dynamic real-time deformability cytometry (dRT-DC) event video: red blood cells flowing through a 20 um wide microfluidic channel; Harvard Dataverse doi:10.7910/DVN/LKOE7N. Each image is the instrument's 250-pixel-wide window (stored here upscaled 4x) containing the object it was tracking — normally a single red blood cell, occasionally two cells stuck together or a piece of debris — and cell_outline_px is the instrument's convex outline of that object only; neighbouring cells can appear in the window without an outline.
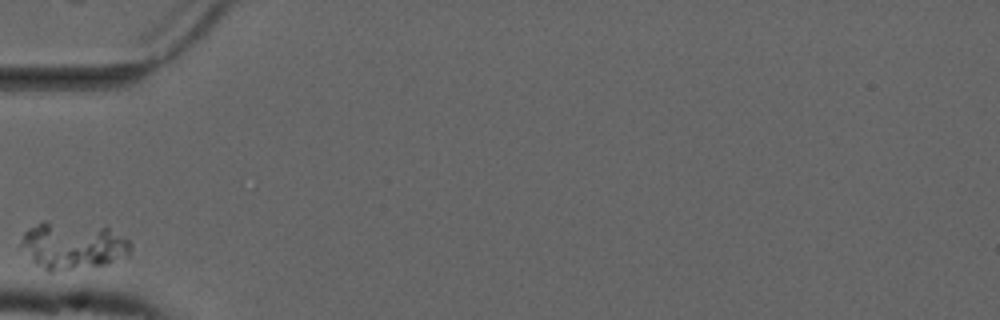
{"species": "common noctule bat (a hibernating species)", "species_latin": "Nyctalus noctula", "temperature_condition": "cold", "stored_images_in_passage": 30, "camera_frame_rate_fps": 3000, "um_per_image_px": 0.085, "animal": {"sex": "male", "forearm_length_mm": 52.5}, "frame": {"image": 1, "passage_image": 1, "time_ms": 0.0, "image_size_px": [1000, 320], "cell_outline_px": [[132, 244], [128, 252], [108, 264], [52, 272], [48, 272], [36, 264], [20, 244], [24, 232], [28, 228], [44, 220], [108, 228], [128, 240]], "centroid_in_image_um": [6.14, 20.88], "position_along_channel_um": 78.9, "area_um2": 29.54}}
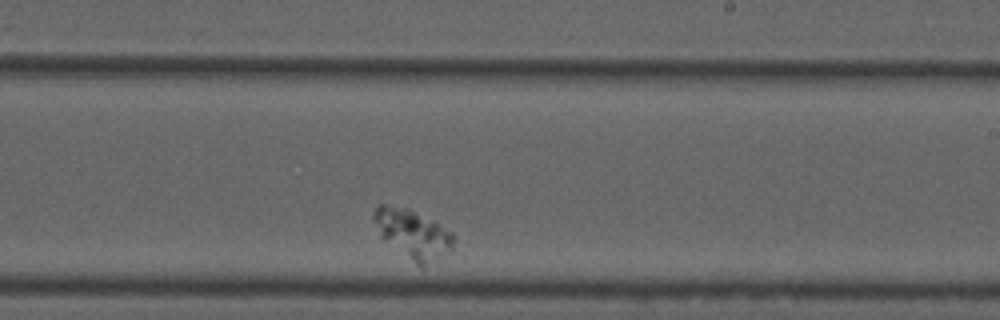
{"frame": {"image": 2, "passage_image": 18, "time_ms": 5.667, "image_size_px": [1000, 320], "cell_outline_px": [[456, 240], [452, 252], [424, 268], [420, 268], [384, 240], [380, 236], [372, 216], [376, 204], [384, 204], [408, 208], [452, 232]], "centroid_in_image_um": [35.12, 19.93], "position_along_channel_um": 253.9, "area_um2": 23.12}}
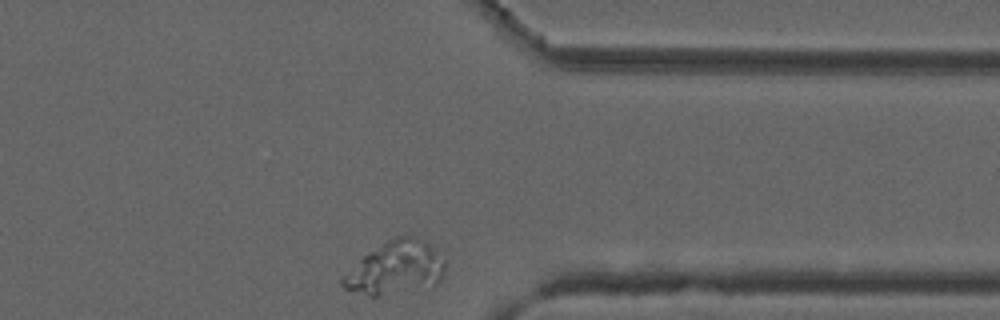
{"frame": {"image": 3, "passage_image": 30, "time_ms": 9.667, "image_size_px": [1000, 320], "cell_outline_px": [[444, 272], [436, 288], [376, 296], [368, 296], [344, 288], [340, 284], [340, 280], [364, 256], [388, 240], [396, 236], [416, 236], [428, 244], [444, 260]], "centroid_in_image_um": [33.67, 22.83], "position_along_channel_um": 377.7, "area_um2": 31.5}}